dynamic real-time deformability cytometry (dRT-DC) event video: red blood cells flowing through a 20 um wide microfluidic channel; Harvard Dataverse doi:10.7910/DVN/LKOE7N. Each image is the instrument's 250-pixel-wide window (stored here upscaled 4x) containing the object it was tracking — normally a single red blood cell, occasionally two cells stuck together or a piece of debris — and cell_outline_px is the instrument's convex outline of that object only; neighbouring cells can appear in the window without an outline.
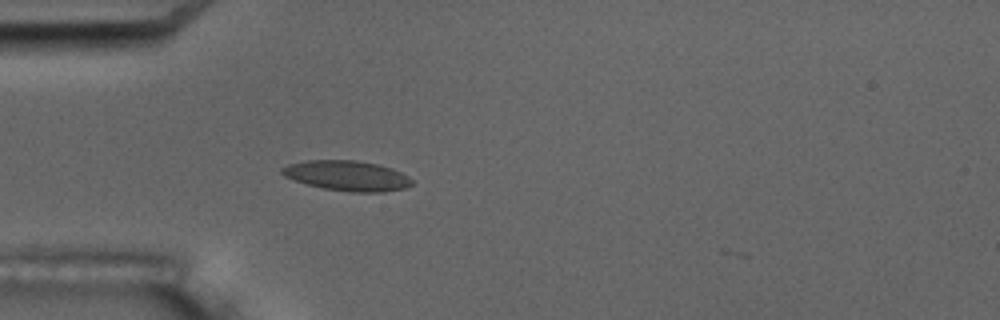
{"species": "common noctule bat (a hibernating species)", "species_latin": "Nyctalus noctula", "temperature_condition": "room temperature", "stored_images_in_passage": 5, "camera_frame_rate_fps": 3000, "um_per_image_px": 0.085, "animal": {"sex": "male", "body_mass_g": 17.5, "forearm_length_mm": 52.3}, "frame": {"image": 1, "passage_image": 5, "time_ms": 4.667, "image_size_px": [1000, 320], "cell_outline_px": [[412, 184], [404, 188], [380, 192], [352, 192], [324, 188], [308, 184], [284, 176], [280, 172], [280, 168], [288, 164], [308, 160], [356, 160], [376, 164], [392, 168], [408, 176], [412, 180]], "centroid_in_image_um": [29.49, 14.92], "position_along_channel_um": 55.5, "area_um2": 22.6}}